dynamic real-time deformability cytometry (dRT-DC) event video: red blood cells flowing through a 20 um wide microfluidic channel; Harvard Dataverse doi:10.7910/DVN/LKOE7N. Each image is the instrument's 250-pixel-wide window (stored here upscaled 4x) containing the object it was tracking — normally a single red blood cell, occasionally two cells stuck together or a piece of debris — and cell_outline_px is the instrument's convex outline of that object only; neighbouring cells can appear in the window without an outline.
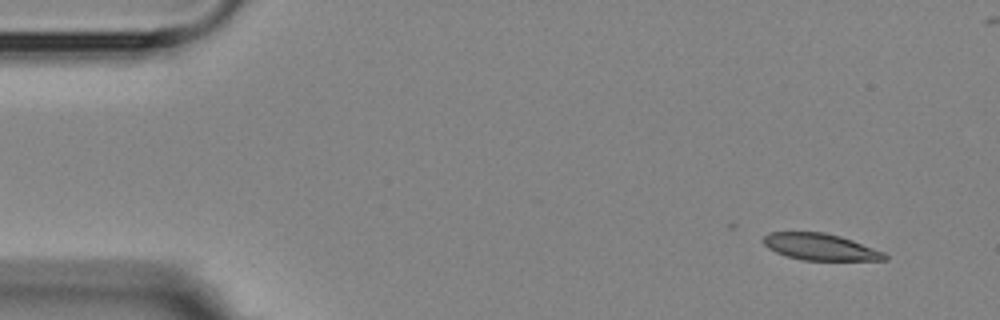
{"species": "Egyptian fruit bat (a non-hibernating species)", "species_latin": "Rousettus aegyptiacus", "temperature_condition": "room temperature", "stored_images_in_passage": 5, "camera_frame_rate_fps": 3000, "um_per_image_px": 0.085, "animal": {"sex": "female"}, "frame": {"image": 1, "passage_image": 1, "time_ms": 0.0, "image_size_px": [1000, 320], "cell_outline_px": [[888, 260], [804, 260], [788, 256], [776, 252], [768, 248], [760, 240], [768, 232], [824, 232], [840, 236], [852, 240], [884, 252], [888, 256]], "centroid_in_image_um": [69.7, 20.98], "position_along_channel_um": 15.3, "area_um2": 18.79}}
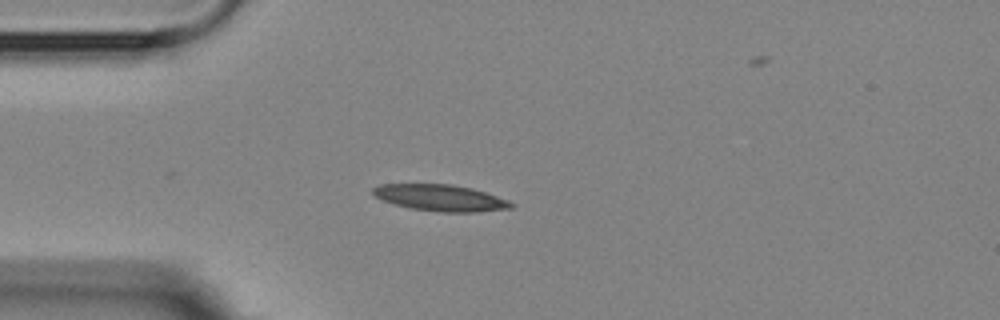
{"frame": {"image": 2, "passage_image": 3, "time_ms": 3.333, "image_size_px": [1000, 320], "cell_outline_px": [[516, 204], [512, 208], [476, 212], [440, 212], [412, 208], [396, 204], [384, 200], [376, 196], [372, 192], [372, 188], [380, 184], [452, 184], [472, 188], [508, 200]], "centroid_in_image_um": [37.47, 16.81], "position_along_channel_um": 47.5, "area_um2": 21.1}}
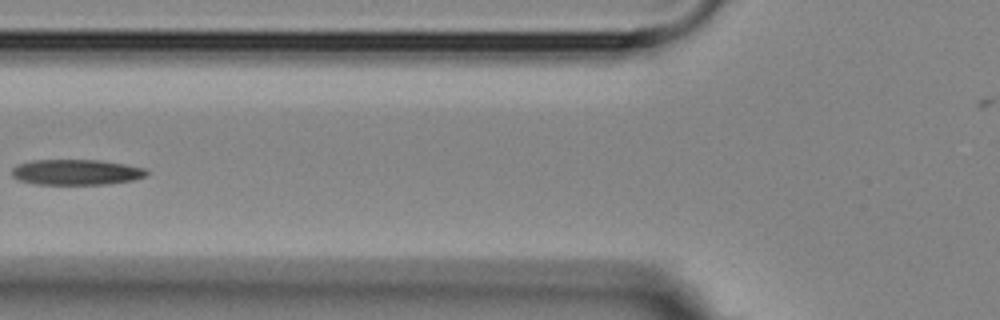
{"frame": {"image": 3, "passage_image": 5, "time_ms": 5.667, "image_size_px": [1000, 320], "cell_outline_px": [[148, 172], [144, 176], [132, 180], [108, 184], [36, 184], [20, 180], [12, 176], [12, 168], [16, 164], [32, 160], [100, 160], [124, 164], [144, 168]], "centroid_in_image_um": [6.44, 14.63], "position_along_channel_um": 119.4, "area_um2": 19.94}}